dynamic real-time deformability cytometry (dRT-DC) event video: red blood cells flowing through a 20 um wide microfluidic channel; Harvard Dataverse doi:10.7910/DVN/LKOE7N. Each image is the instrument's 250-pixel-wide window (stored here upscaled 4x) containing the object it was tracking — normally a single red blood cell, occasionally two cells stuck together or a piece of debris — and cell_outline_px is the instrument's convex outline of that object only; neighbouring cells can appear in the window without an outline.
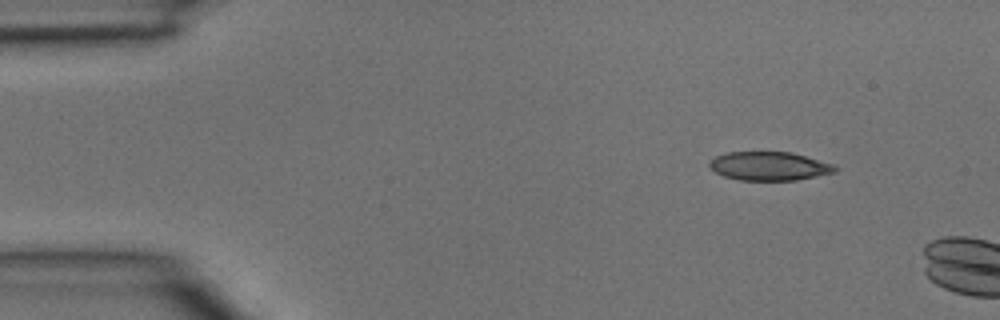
{"species": "common noctule bat (a hibernating species)", "species_latin": "Nyctalus noctula", "temperature_condition": "room temperature", "stored_images_in_passage": 2, "camera_frame_rate_fps": 3000, "um_per_image_px": 0.085, "animal": {"sex": "male", "body_mass_g": 15.6}, "frame": {"image": 1, "passage_image": 2, "time_ms": 0.333, "image_size_px": [1000, 320], "cell_outline_px": [[840, 168], [836, 172], [796, 180], [740, 180], [724, 176], [716, 172], [708, 164], [708, 160], [724, 152], [792, 152], [836, 164]], "centroid_in_image_um": [65.43, 14.11], "position_along_channel_um": 19.6, "area_um2": 21.21}}